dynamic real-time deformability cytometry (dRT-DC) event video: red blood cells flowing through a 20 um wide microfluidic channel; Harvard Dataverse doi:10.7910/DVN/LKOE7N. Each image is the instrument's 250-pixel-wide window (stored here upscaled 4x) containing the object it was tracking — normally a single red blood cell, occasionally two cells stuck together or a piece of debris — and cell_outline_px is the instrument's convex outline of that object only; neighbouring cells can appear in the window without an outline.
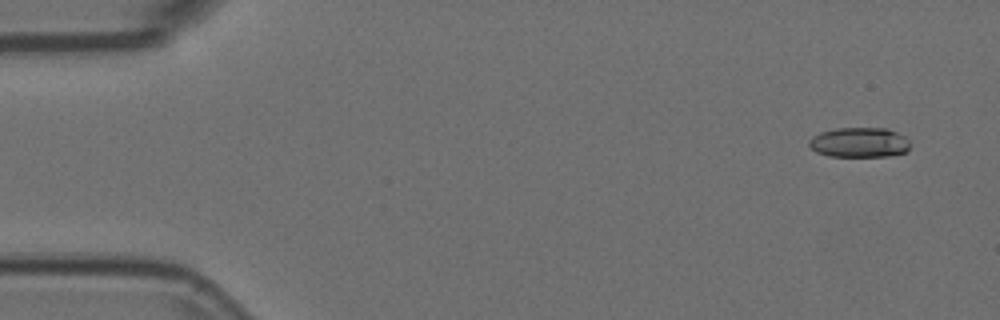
{"species": "Egyptian fruit bat (a non-hibernating species)", "species_latin": "Rousettus aegyptiacus", "temperature_condition": "room temperature", "stored_images_in_passage": 55, "camera_frame_rate_fps": 3000, "um_per_image_px": 0.085, "animal": {"sex": "female"}, "frame": {"image": 1, "passage_image": 4, "time_ms": 1.0, "image_size_px": [1000, 320], "cell_outline_px": [[908, 152], [892, 156], [828, 156], [816, 152], [808, 144], [808, 140], [812, 136], [820, 132], [836, 128], [888, 128], [904, 136], [908, 140]], "centroid_in_image_um": [73.03, 12.11], "position_along_channel_um": 12.0, "area_um2": 17.74}}
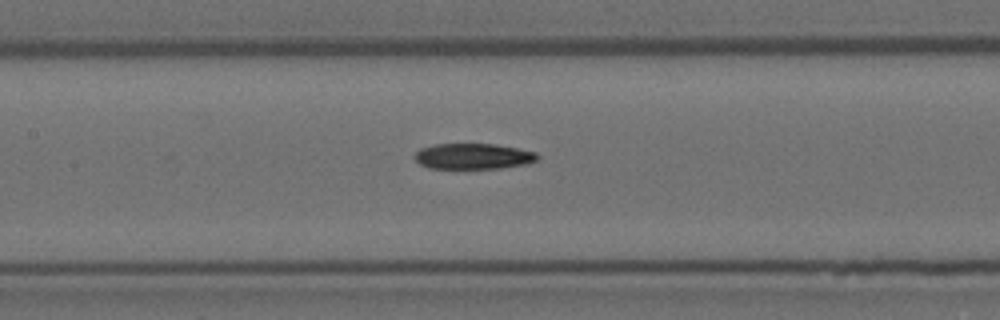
{"frame": {"image": 2, "passage_image": 26, "time_ms": 8.333, "image_size_px": [1000, 320], "cell_outline_px": [[540, 156], [536, 160], [528, 164], [500, 168], [428, 168], [420, 164], [416, 160], [416, 152], [420, 148], [436, 144], [496, 144], [536, 152]], "centroid_in_image_um": [40.25, 13.28], "position_along_channel_um": 167.2, "area_um2": 18.32}}
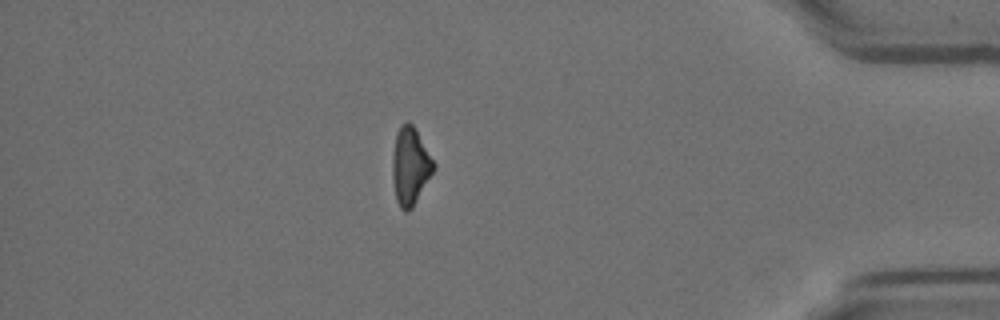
{"frame": {"image": 3, "passage_image": 48, "time_ms": 15.667, "image_size_px": [1000, 320], "cell_outline_px": [[436, 168], [412, 208], [408, 212], [404, 212], [400, 208], [396, 200], [392, 176], [392, 156], [396, 136], [400, 128], [408, 120], [416, 128], [436, 164]], "centroid_in_image_um": [34.89, 14.14], "position_along_channel_um": 400.3, "area_um2": 18.73}}